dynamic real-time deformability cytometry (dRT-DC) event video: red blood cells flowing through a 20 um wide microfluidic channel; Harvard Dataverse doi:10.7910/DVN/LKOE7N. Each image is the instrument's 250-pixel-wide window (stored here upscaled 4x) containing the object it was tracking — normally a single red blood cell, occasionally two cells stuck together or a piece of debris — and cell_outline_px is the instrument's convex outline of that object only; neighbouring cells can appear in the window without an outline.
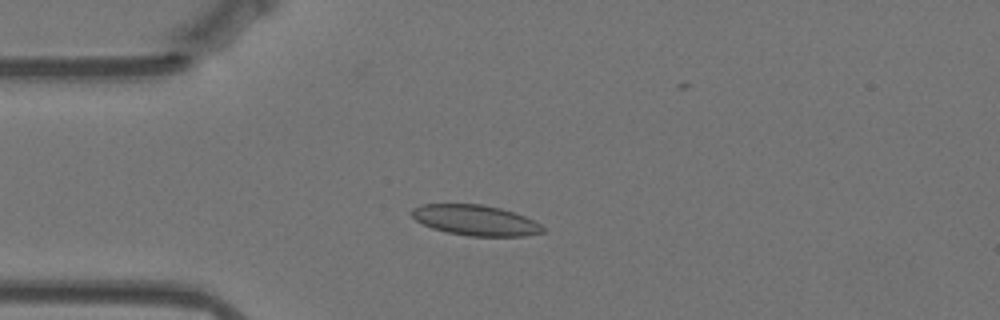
{"species": "Egyptian fruit bat (a non-hibernating species)", "species_latin": "Rousettus aegyptiacus", "temperature_condition": "warm", "stored_images_in_passage": 58, "camera_frame_rate_fps": 3000, "um_per_image_px": 0.085, "animal": {"sex": "female"}, "frame": {"image": 1, "passage_image": 14, "time_ms": 4.333, "image_size_px": [1000, 320], "cell_outline_px": [[544, 232], [524, 236], [468, 236], [448, 232], [432, 228], [416, 220], [412, 216], [412, 208], [420, 204], [484, 204], [500, 208], [524, 216], [540, 224], [544, 228]], "centroid_in_image_um": [40.4, 18.72], "position_along_channel_um": 44.6, "area_um2": 23.12}}
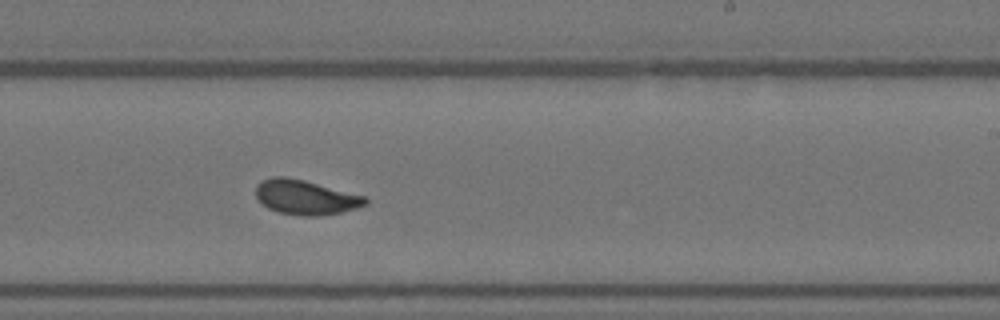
{"frame": {"image": 2, "passage_image": 34, "time_ms": 11.0, "image_size_px": [1000, 320], "cell_outline_px": [[368, 204], [356, 208], [340, 212], [316, 216], [304, 216], [280, 212], [268, 208], [260, 204], [256, 196], [256, 184], [260, 180], [272, 176], [288, 176], [368, 196]], "centroid_in_image_um": [25.96, 16.75], "position_along_channel_um": 263.0, "area_um2": 22.43}}
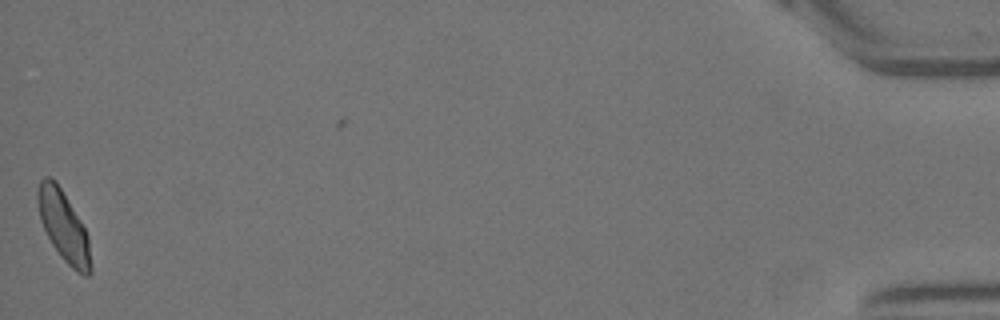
{"frame": {"image": 3, "passage_image": 57, "time_ms": 18.667, "image_size_px": [1000, 320], "cell_outline_px": [[92, 272], [88, 276], [84, 276], [76, 272], [60, 256], [52, 244], [40, 220], [36, 200], [36, 192], [40, 180], [44, 176], [48, 176], [56, 180], [80, 220], [88, 236], [92, 264]], "centroid_in_image_um": [5.4, 19.23], "position_along_channel_um": 429.8, "area_um2": 21.91}, "authors_computed_cell_mechanics": {"area_um2": 22.0796, "velocity_mm_per_s": 3.497, "shape_relaxation_time_tau1_ms": 6.452, "shape_relaxation_time_tau2_ms": 0.9269, "deformation_change_tau1": 0.1546, "deformation_change_tau2": 0.0524}}